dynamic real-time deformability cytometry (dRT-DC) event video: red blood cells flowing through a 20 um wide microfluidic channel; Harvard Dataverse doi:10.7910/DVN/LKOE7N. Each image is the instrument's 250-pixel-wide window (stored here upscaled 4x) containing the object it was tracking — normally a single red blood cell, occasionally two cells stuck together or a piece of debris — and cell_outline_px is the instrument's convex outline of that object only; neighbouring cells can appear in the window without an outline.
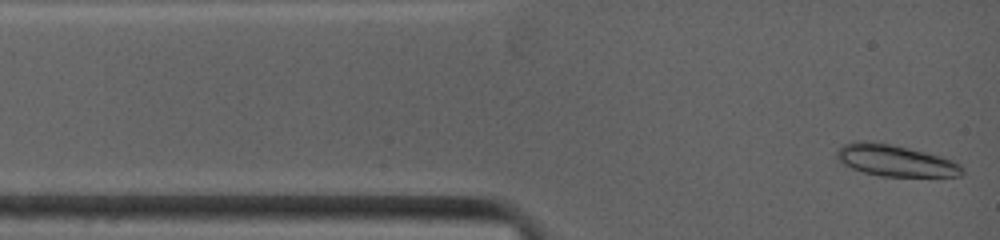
{"species": "common noctule bat (a hibernating species)", "species_latin": "Nyctalus noctula", "temperature_condition": "warm", "stored_images_in_passage": 6, "camera_frame_rate_fps": 4500, "um_per_image_px": 0.085, "animal": {"sex": "female", "body_mass_g": 19.0, "forearm_length_mm": 53.3}, "frame": {"image": 1, "passage_image": 1, "time_ms": 0.0, "image_size_px": [1000, 240], "cell_outline_px": [[964, 172], [960, 176], [880, 176], [864, 172], [852, 168], [836, 160], [836, 152], [844, 144], [852, 140], [864, 140], [888, 144], [908, 148], [940, 156], [952, 160], [960, 164], [964, 168]], "centroid_in_image_um": [76.07, 13.64], "position_along_channel_um": 8.9, "area_um2": 22.95}}